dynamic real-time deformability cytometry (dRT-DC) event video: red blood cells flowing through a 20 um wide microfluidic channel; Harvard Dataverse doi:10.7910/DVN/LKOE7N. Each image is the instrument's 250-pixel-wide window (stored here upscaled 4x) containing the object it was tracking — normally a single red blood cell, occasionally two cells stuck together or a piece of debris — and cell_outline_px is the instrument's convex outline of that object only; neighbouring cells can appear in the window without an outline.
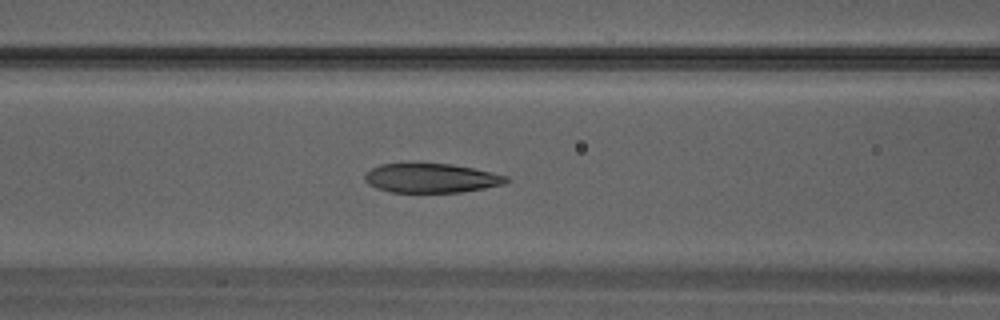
{"species": "Egyptian fruit bat (a non-hibernating species)", "species_latin": "Rousettus aegyptiacus", "temperature_condition": "warm", "stored_images_in_passage": 24, "camera_frame_rate_fps": 3000, "um_per_image_px": 0.085, "animal": {"sex": "male"}, "frame": {"image": 1, "passage_image": 4, "time_ms": 1.0, "image_size_px": [1000, 320], "cell_outline_px": [[508, 180], [504, 184], [484, 188], [460, 192], [392, 192], [376, 188], [368, 184], [364, 180], [364, 176], [372, 168], [380, 164], [452, 164], [492, 172], [508, 176]], "centroid_in_image_um": [36.65, 15.14], "position_along_channel_um": 130.0, "area_um2": 23.87}}
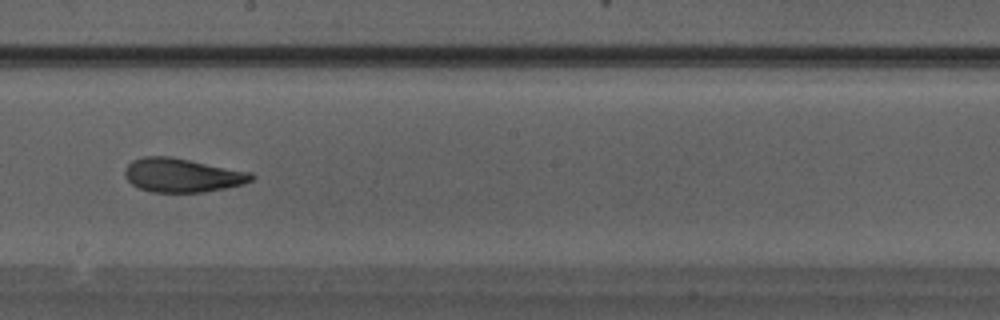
{"frame": {"image": 2, "passage_image": 9, "time_ms": 2.667, "image_size_px": [1000, 320], "cell_outline_px": [[256, 176], [252, 180], [244, 184], [204, 192], [152, 192], [140, 188], [132, 184], [124, 176], [124, 172], [128, 164], [132, 160], [144, 156], [172, 156], [252, 172]], "centroid_in_image_um": [15.5, 14.88], "position_along_channel_um": 232.7, "area_um2": 25.14}}
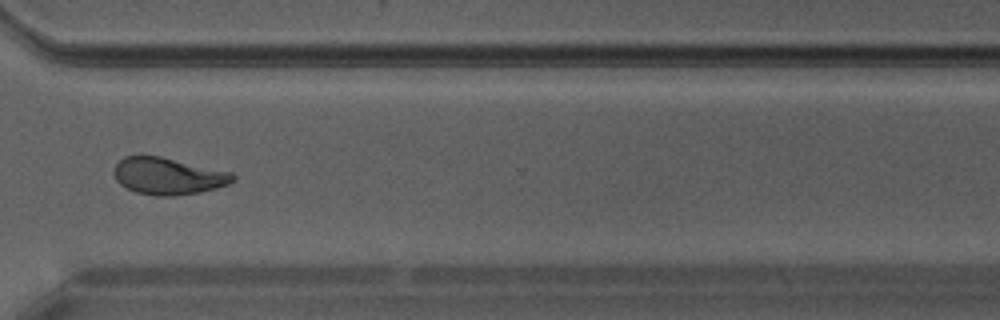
{"frame": {"image": 3, "passage_image": 15, "time_ms": 4.667, "image_size_px": [1000, 320], "cell_outline_px": [[236, 180], [228, 184], [200, 192], [176, 196], [156, 196], [136, 192], [120, 184], [116, 180], [116, 164], [124, 156], [160, 156], [232, 172], [236, 176]], "centroid_in_image_um": [14.33, 14.97], "position_along_channel_um": 356.3, "area_um2": 25.37}}